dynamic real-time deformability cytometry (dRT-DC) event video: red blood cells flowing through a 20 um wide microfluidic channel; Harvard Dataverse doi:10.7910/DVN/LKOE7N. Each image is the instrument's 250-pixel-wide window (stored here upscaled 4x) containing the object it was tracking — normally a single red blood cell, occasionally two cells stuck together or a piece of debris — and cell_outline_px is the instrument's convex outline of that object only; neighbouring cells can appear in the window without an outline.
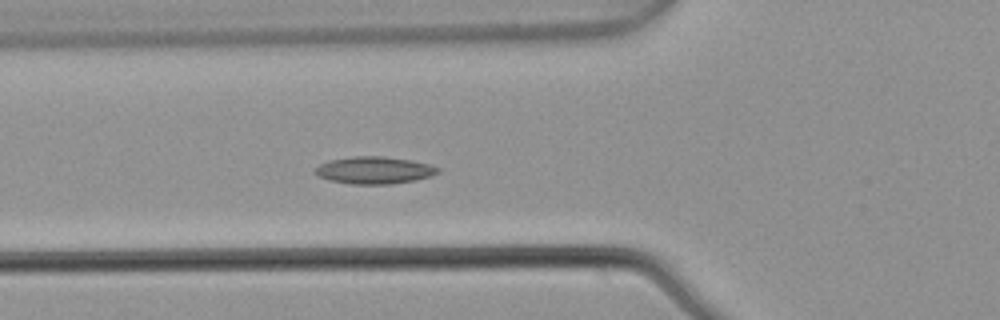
{"species": "common noctule bat (a hibernating species)", "species_latin": "Nyctalus noctula", "temperature_condition": "warm", "stored_images_in_passage": 4, "camera_frame_rate_fps": 3000, "um_per_image_px": 0.085, "animal": {"sex": "male", "body_mass_g": 21.5, "forearm_length_mm": 52.0}, "frame": {"image": 1, "passage_image": 4, "time_ms": 1.0, "image_size_px": [1000, 320], "cell_outline_px": [[440, 172], [432, 176], [416, 180], [392, 184], [348, 184], [328, 180], [316, 176], [312, 172], [320, 164], [328, 160], [352, 156], [380, 156], [408, 160], [428, 164], [440, 168]], "centroid_in_image_um": [31.77, 14.48], "position_along_channel_um": 94.0, "area_um2": 19.65}}